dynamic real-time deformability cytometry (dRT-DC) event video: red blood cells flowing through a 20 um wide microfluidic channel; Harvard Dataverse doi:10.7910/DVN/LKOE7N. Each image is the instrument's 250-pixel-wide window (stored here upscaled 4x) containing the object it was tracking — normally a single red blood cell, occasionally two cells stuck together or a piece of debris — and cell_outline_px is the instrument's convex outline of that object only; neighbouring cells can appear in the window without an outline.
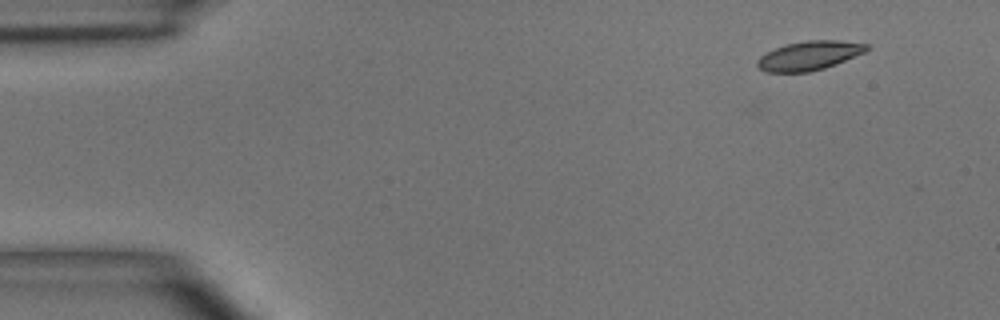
{"species": "common noctule bat (a hibernating species)", "species_latin": "Nyctalus noctula", "temperature_condition": "room temperature", "stored_images_in_passage": 3, "camera_frame_rate_fps": 3000, "um_per_image_px": 0.085, "animal": {"sex": "male", "body_mass_g": 15.6}, "frame": {"image": 1, "passage_image": 1, "time_ms": 0.0, "image_size_px": [1000, 320], "cell_outline_px": [[872, 48], [864, 52], [836, 64], [824, 68], [808, 72], [768, 72], [760, 68], [756, 64], [756, 60], [760, 56], [784, 44], [808, 40], [840, 40], [868, 44]], "centroid_in_image_um": [68.8, 4.72], "position_along_channel_um": 16.2, "area_um2": 18.5}}